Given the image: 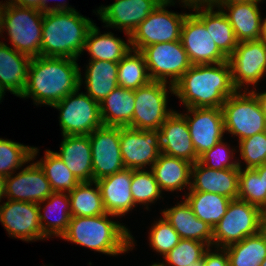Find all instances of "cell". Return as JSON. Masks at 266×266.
I'll return each instance as SVG.
<instances>
[{
    "mask_svg": "<svg viewBox=\"0 0 266 266\" xmlns=\"http://www.w3.org/2000/svg\"><path fill=\"white\" fill-rule=\"evenodd\" d=\"M77 60L68 57L38 56L31 59L21 98L52 106L75 92L83 83Z\"/></svg>",
    "mask_w": 266,
    "mask_h": 266,
    "instance_id": "1",
    "label": "cell"
},
{
    "mask_svg": "<svg viewBox=\"0 0 266 266\" xmlns=\"http://www.w3.org/2000/svg\"><path fill=\"white\" fill-rule=\"evenodd\" d=\"M236 91L228 61L192 65L174 84V94L186 108H221Z\"/></svg>",
    "mask_w": 266,
    "mask_h": 266,
    "instance_id": "2",
    "label": "cell"
},
{
    "mask_svg": "<svg viewBox=\"0 0 266 266\" xmlns=\"http://www.w3.org/2000/svg\"><path fill=\"white\" fill-rule=\"evenodd\" d=\"M93 24L76 10L44 12L41 56L77 60L84 51L88 31Z\"/></svg>",
    "mask_w": 266,
    "mask_h": 266,
    "instance_id": "3",
    "label": "cell"
},
{
    "mask_svg": "<svg viewBox=\"0 0 266 266\" xmlns=\"http://www.w3.org/2000/svg\"><path fill=\"white\" fill-rule=\"evenodd\" d=\"M109 213L92 217H71L62 239L107 255L133 249L134 238L128 228L108 219ZM132 247V248H131Z\"/></svg>",
    "mask_w": 266,
    "mask_h": 266,
    "instance_id": "4",
    "label": "cell"
},
{
    "mask_svg": "<svg viewBox=\"0 0 266 266\" xmlns=\"http://www.w3.org/2000/svg\"><path fill=\"white\" fill-rule=\"evenodd\" d=\"M262 210L240 199L231 200L225 215L212 229V245L226 248L263 229Z\"/></svg>",
    "mask_w": 266,
    "mask_h": 266,
    "instance_id": "5",
    "label": "cell"
},
{
    "mask_svg": "<svg viewBox=\"0 0 266 266\" xmlns=\"http://www.w3.org/2000/svg\"><path fill=\"white\" fill-rule=\"evenodd\" d=\"M44 12L7 4L3 17V30L16 51L30 58L41 56Z\"/></svg>",
    "mask_w": 266,
    "mask_h": 266,
    "instance_id": "6",
    "label": "cell"
},
{
    "mask_svg": "<svg viewBox=\"0 0 266 266\" xmlns=\"http://www.w3.org/2000/svg\"><path fill=\"white\" fill-rule=\"evenodd\" d=\"M224 131L238 136L239 141L266 131V116L252 91L237 90L221 106Z\"/></svg>",
    "mask_w": 266,
    "mask_h": 266,
    "instance_id": "7",
    "label": "cell"
},
{
    "mask_svg": "<svg viewBox=\"0 0 266 266\" xmlns=\"http://www.w3.org/2000/svg\"><path fill=\"white\" fill-rule=\"evenodd\" d=\"M79 91L80 88L51 106L60 111L62 136L89 135L103 125L99 103L86 93H78Z\"/></svg>",
    "mask_w": 266,
    "mask_h": 266,
    "instance_id": "8",
    "label": "cell"
},
{
    "mask_svg": "<svg viewBox=\"0 0 266 266\" xmlns=\"http://www.w3.org/2000/svg\"><path fill=\"white\" fill-rule=\"evenodd\" d=\"M171 3H160L148 15L130 36V45L133 50L141 51L144 47L156 43L179 41L181 30L187 13H174L166 10Z\"/></svg>",
    "mask_w": 266,
    "mask_h": 266,
    "instance_id": "9",
    "label": "cell"
},
{
    "mask_svg": "<svg viewBox=\"0 0 266 266\" xmlns=\"http://www.w3.org/2000/svg\"><path fill=\"white\" fill-rule=\"evenodd\" d=\"M140 52L144 55L152 81L167 83L169 77V90L174 94V84L192 66L181 40L152 44Z\"/></svg>",
    "mask_w": 266,
    "mask_h": 266,
    "instance_id": "10",
    "label": "cell"
},
{
    "mask_svg": "<svg viewBox=\"0 0 266 266\" xmlns=\"http://www.w3.org/2000/svg\"><path fill=\"white\" fill-rule=\"evenodd\" d=\"M167 89L166 82L151 81L149 84L134 90V129H160L163 122L174 112L167 109Z\"/></svg>",
    "mask_w": 266,
    "mask_h": 266,
    "instance_id": "11",
    "label": "cell"
},
{
    "mask_svg": "<svg viewBox=\"0 0 266 266\" xmlns=\"http://www.w3.org/2000/svg\"><path fill=\"white\" fill-rule=\"evenodd\" d=\"M120 149L125 168L142 170L154 162L161 153L159 130H138L120 127Z\"/></svg>",
    "mask_w": 266,
    "mask_h": 266,
    "instance_id": "12",
    "label": "cell"
},
{
    "mask_svg": "<svg viewBox=\"0 0 266 266\" xmlns=\"http://www.w3.org/2000/svg\"><path fill=\"white\" fill-rule=\"evenodd\" d=\"M93 181L125 169L120 149V127L105 126L89 134Z\"/></svg>",
    "mask_w": 266,
    "mask_h": 266,
    "instance_id": "13",
    "label": "cell"
},
{
    "mask_svg": "<svg viewBox=\"0 0 266 266\" xmlns=\"http://www.w3.org/2000/svg\"><path fill=\"white\" fill-rule=\"evenodd\" d=\"M228 62L232 82L237 90L241 91L245 84L257 85L266 74V44L261 39L238 42Z\"/></svg>",
    "mask_w": 266,
    "mask_h": 266,
    "instance_id": "14",
    "label": "cell"
},
{
    "mask_svg": "<svg viewBox=\"0 0 266 266\" xmlns=\"http://www.w3.org/2000/svg\"><path fill=\"white\" fill-rule=\"evenodd\" d=\"M181 42L192 65L218 64L228 57L217 47L210 31L193 14H187L181 30Z\"/></svg>",
    "mask_w": 266,
    "mask_h": 266,
    "instance_id": "15",
    "label": "cell"
},
{
    "mask_svg": "<svg viewBox=\"0 0 266 266\" xmlns=\"http://www.w3.org/2000/svg\"><path fill=\"white\" fill-rule=\"evenodd\" d=\"M0 221L9 236L28 242L47 238L41 229L38 203L7 200L0 204Z\"/></svg>",
    "mask_w": 266,
    "mask_h": 266,
    "instance_id": "16",
    "label": "cell"
},
{
    "mask_svg": "<svg viewBox=\"0 0 266 266\" xmlns=\"http://www.w3.org/2000/svg\"><path fill=\"white\" fill-rule=\"evenodd\" d=\"M186 109L187 114L182 115L187 121L193 147L200 157L223 138L225 131L222 110L221 108Z\"/></svg>",
    "mask_w": 266,
    "mask_h": 266,
    "instance_id": "17",
    "label": "cell"
},
{
    "mask_svg": "<svg viewBox=\"0 0 266 266\" xmlns=\"http://www.w3.org/2000/svg\"><path fill=\"white\" fill-rule=\"evenodd\" d=\"M12 175L5 177L4 196L8 200L39 204L53 193L50 182L37 162Z\"/></svg>",
    "mask_w": 266,
    "mask_h": 266,
    "instance_id": "18",
    "label": "cell"
},
{
    "mask_svg": "<svg viewBox=\"0 0 266 266\" xmlns=\"http://www.w3.org/2000/svg\"><path fill=\"white\" fill-rule=\"evenodd\" d=\"M160 3L158 0H116L108 6L99 7L97 13L106 27L124 29L130 44L131 34Z\"/></svg>",
    "mask_w": 266,
    "mask_h": 266,
    "instance_id": "19",
    "label": "cell"
},
{
    "mask_svg": "<svg viewBox=\"0 0 266 266\" xmlns=\"http://www.w3.org/2000/svg\"><path fill=\"white\" fill-rule=\"evenodd\" d=\"M161 153L195 164L199 157L193 147L185 117L174 111L160 126Z\"/></svg>",
    "mask_w": 266,
    "mask_h": 266,
    "instance_id": "20",
    "label": "cell"
},
{
    "mask_svg": "<svg viewBox=\"0 0 266 266\" xmlns=\"http://www.w3.org/2000/svg\"><path fill=\"white\" fill-rule=\"evenodd\" d=\"M240 169L214 170L203 166L199 161L192 164L190 192L216 193L232 200L239 193Z\"/></svg>",
    "mask_w": 266,
    "mask_h": 266,
    "instance_id": "21",
    "label": "cell"
},
{
    "mask_svg": "<svg viewBox=\"0 0 266 266\" xmlns=\"http://www.w3.org/2000/svg\"><path fill=\"white\" fill-rule=\"evenodd\" d=\"M132 169L125 168L97 180L107 213L124 216L135 207L131 194Z\"/></svg>",
    "mask_w": 266,
    "mask_h": 266,
    "instance_id": "22",
    "label": "cell"
},
{
    "mask_svg": "<svg viewBox=\"0 0 266 266\" xmlns=\"http://www.w3.org/2000/svg\"><path fill=\"white\" fill-rule=\"evenodd\" d=\"M31 59L0 41V92L3 96L6 90L18 97L22 95Z\"/></svg>",
    "mask_w": 266,
    "mask_h": 266,
    "instance_id": "23",
    "label": "cell"
},
{
    "mask_svg": "<svg viewBox=\"0 0 266 266\" xmlns=\"http://www.w3.org/2000/svg\"><path fill=\"white\" fill-rule=\"evenodd\" d=\"M80 182L93 181L89 135H65L60 152H55Z\"/></svg>",
    "mask_w": 266,
    "mask_h": 266,
    "instance_id": "24",
    "label": "cell"
},
{
    "mask_svg": "<svg viewBox=\"0 0 266 266\" xmlns=\"http://www.w3.org/2000/svg\"><path fill=\"white\" fill-rule=\"evenodd\" d=\"M163 217L180 235L181 239H190L212 245V228L195 216L190 205L184 200L162 212Z\"/></svg>",
    "mask_w": 266,
    "mask_h": 266,
    "instance_id": "25",
    "label": "cell"
},
{
    "mask_svg": "<svg viewBox=\"0 0 266 266\" xmlns=\"http://www.w3.org/2000/svg\"><path fill=\"white\" fill-rule=\"evenodd\" d=\"M225 12L238 42L259 40L262 35V17L258 3H234L228 6H215Z\"/></svg>",
    "mask_w": 266,
    "mask_h": 266,
    "instance_id": "26",
    "label": "cell"
},
{
    "mask_svg": "<svg viewBox=\"0 0 266 266\" xmlns=\"http://www.w3.org/2000/svg\"><path fill=\"white\" fill-rule=\"evenodd\" d=\"M99 106L103 125L133 128L134 90L118 86Z\"/></svg>",
    "mask_w": 266,
    "mask_h": 266,
    "instance_id": "27",
    "label": "cell"
},
{
    "mask_svg": "<svg viewBox=\"0 0 266 266\" xmlns=\"http://www.w3.org/2000/svg\"><path fill=\"white\" fill-rule=\"evenodd\" d=\"M203 7L202 5L191 7L195 11L193 14L205 25L207 31H210L217 47L229 57L236 49L238 41L224 9L213 11L212 5H203Z\"/></svg>",
    "mask_w": 266,
    "mask_h": 266,
    "instance_id": "28",
    "label": "cell"
},
{
    "mask_svg": "<svg viewBox=\"0 0 266 266\" xmlns=\"http://www.w3.org/2000/svg\"><path fill=\"white\" fill-rule=\"evenodd\" d=\"M191 167L189 161L160 153L151 170L161 191H181L191 187Z\"/></svg>",
    "mask_w": 266,
    "mask_h": 266,
    "instance_id": "29",
    "label": "cell"
},
{
    "mask_svg": "<svg viewBox=\"0 0 266 266\" xmlns=\"http://www.w3.org/2000/svg\"><path fill=\"white\" fill-rule=\"evenodd\" d=\"M86 94L100 103L118 87V63L112 61H89L86 67Z\"/></svg>",
    "mask_w": 266,
    "mask_h": 266,
    "instance_id": "30",
    "label": "cell"
},
{
    "mask_svg": "<svg viewBox=\"0 0 266 266\" xmlns=\"http://www.w3.org/2000/svg\"><path fill=\"white\" fill-rule=\"evenodd\" d=\"M113 33L100 34L98 27L93 24L88 31L84 50L89 52L90 61H112L118 63L132 48Z\"/></svg>",
    "mask_w": 266,
    "mask_h": 266,
    "instance_id": "31",
    "label": "cell"
},
{
    "mask_svg": "<svg viewBox=\"0 0 266 266\" xmlns=\"http://www.w3.org/2000/svg\"><path fill=\"white\" fill-rule=\"evenodd\" d=\"M46 203L43 208L44 214L41 213V203ZM39 206V220L43 234L48 238L54 236L60 237L67 231L70 223L72 212L68 193L65 192H53L47 199L40 202ZM59 210L58 217L52 221H49V215L52 211ZM50 213V214H49ZM46 221V222H44ZM52 235V236H51Z\"/></svg>",
    "mask_w": 266,
    "mask_h": 266,
    "instance_id": "32",
    "label": "cell"
},
{
    "mask_svg": "<svg viewBox=\"0 0 266 266\" xmlns=\"http://www.w3.org/2000/svg\"><path fill=\"white\" fill-rule=\"evenodd\" d=\"M224 249L230 266H260L266 258V231L262 229Z\"/></svg>",
    "mask_w": 266,
    "mask_h": 266,
    "instance_id": "33",
    "label": "cell"
},
{
    "mask_svg": "<svg viewBox=\"0 0 266 266\" xmlns=\"http://www.w3.org/2000/svg\"><path fill=\"white\" fill-rule=\"evenodd\" d=\"M196 217L206 222L212 229L225 215L232 199L208 192H189L184 196Z\"/></svg>",
    "mask_w": 266,
    "mask_h": 266,
    "instance_id": "34",
    "label": "cell"
},
{
    "mask_svg": "<svg viewBox=\"0 0 266 266\" xmlns=\"http://www.w3.org/2000/svg\"><path fill=\"white\" fill-rule=\"evenodd\" d=\"M93 184L95 188L91 187ZM68 196L72 217H92L107 213L96 181L80 182Z\"/></svg>",
    "mask_w": 266,
    "mask_h": 266,
    "instance_id": "35",
    "label": "cell"
},
{
    "mask_svg": "<svg viewBox=\"0 0 266 266\" xmlns=\"http://www.w3.org/2000/svg\"><path fill=\"white\" fill-rule=\"evenodd\" d=\"M133 52L134 54L132 55ZM118 86L136 90L149 84L150 78L144 55L140 51L130 50L118 62Z\"/></svg>",
    "mask_w": 266,
    "mask_h": 266,
    "instance_id": "36",
    "label": "cell"
},
{
    "mask_svg": "<svg viewBox=\"0 0 266 266\" xmlns=\"http://www.w3.org/2000/svg\"><path fill=\"white\" fill-rule=\"evenodd\" d=\"M45 158L37 161L50 182L53 192L69 193L80 181L68 169L65 163L51 150H46Z\"/></svg>",
    "mask_w": 266,
    "mask_h": 266,
    "instance_id": "37",
    "label": "cell"
},
{
    "mask_svg": "<svg viewBox=\"0 0 266 266\" xmlns=\"http://www.w3.org/2000/svg\"><path fill=\"white\" fill-rule=\"evenodd\" d=\"M37 153L36 147L0 138V174L5 177L13 174L15 169L34 160Z\"/></svg>",
    "mask_w": 266,
    "mask_h": 266,
    "instance_id": "38",
    "label": "cell"
},
{
    "mask_svg": "<svg viewBox=\"0 0 266 266\" xmlns=\"http://www.w3.org/2000/svg\"><path fill=\"white\" fill-rule=\"evenodd\" d=\"M131 194L135 206L144 204L147 205V210L149 203H153L161 197L162 191L152 170H132Z\"/></svg>",
    "mask_w": 266,
    "mask_h": 266,
    "instance_id": "39",
    "label": "cell"
},
{
    "mask_svg": "<svg viewBox=\"0 0 266 266\" xmlns=\"http://www.w3.org/2000/svg\"><path fill=\"white\" fill-rule=\"evenodd\" d=\"M239 193L237 199L246 201L262 209L266 205L263 177L254 168L239 167Z\"/></svg>",
    "mask_w": 266,
    "mask_h": 266,
    "instance_id": "40",
    "label": "cell"
},
{
    "mask_svg": "<svg viewBox=\"0 0 266 266\" xmlns=\"http://www.w3.org/2000/svg\"><path fill=\"white\" fill-rule=\"evenodd\" d=\"M209 245L195 240L181 239L180 242L166 255L163 266H188L202 260Z\"/></svg>",
    "mask_w": 266,
    "mask_h": 266,
    "instance_id": "41",
    "label": "cell"
},
{
    "mask_svg": "<svg viewBox=\"0 0 266 266\" xmlns=\"http://www.w3.org/2000/svg\"><path fill=\"white\" fill-rule=\"evenodd\" d=\"M149 234V241L152 248L163 257L166 256L181 240L180 235L164 217L153 224Z\"/></svg>",
    "mask_w": 266,
    "mask_h": 266,
    "instance_id": "42",
    "label": "cell"
},
{
    "mask_svg": "<svg viewBox=\"0 0 266 266\" xmlns=\"http://www.w3.org/2000/svg\"><path fill=\"white\" fill-rule=\"evenodd\" d=\"M241 159L244 168H256L266 163V131L239 141Z\"/></svg>",
    "mask_w": 266,
    "mask_h": 266,
    "instance_id": "43",
    "label": "cell"
},
{
    "mask_svg": "<svg viewBox=\"0 0 266 266\" xmlns=\"http://www.w3.org/2000/svg\"><path fill=\"white\" fill-rule=\"evenodd\" d=\"M233 149L225 144L223 140L219 141L210 150L206 151L199 157V162L210 169L222 170V169H240L241 163L236 161H229L234 156ZM232 152V153H231Z\"/></svg>",
    "mask_w": 266,
    "mask_h": 266,
    "instance_id": "44",
    "label": "cell"
},
{
    "mask_svg": "<svg viewBox=\"0 0 266 266\" xmlns=\"http://www.w3.org/2000/svg\"><path fill=\"white\" fill-rule=\"evenodd\" d=\"M220 249V253H218ZM217 252H210L209 249L205 252L203 256L204 266H230L229 258L226 250L224 248H219Z\"/></svg>",
    "mask_w": 266,
    "mask_h": 266,
    "instance_id": "45",
    "label": "cell"
},
{
    "mask_svg": "<svg viewBox=\"0 0 266 266\" xmlns=\"http://www.w3.org/2000/svg\"><path fill=\"white\" fill-rule=\"evenodd\" d=\"M6 3L18 7L35 8L45 12V0H9Z\"/></svg>",
    "mask_w": 266,
    "mask_h": 266,
    "instance_id": "46",
    "label": "cell"
},
{
    "mask_svg": "<svg viewBox=\"0 0 266 266\" xmlns=\"http://www.w3.org/2000/svg\"><path fill=\"white\" fill-rule=\"evenodd\" d=\"M180 1V0H179ZM216 0H181V2L184 3L183 6L186 7H193V6H199V5H212Z\"/></svg>",
    "mask_w": 266,
    "mask_h": 266,
    "instance_id": "47",
    "label": "cell"
},
{
    "mask_svg": "<svg viewBox=\"0 0 266 266\" xmlns=\"http://www.w3.org/2000/svg\"><path fill=\"white\" fill-rule=\"evenodd\" d=\"M262 0H216L212 6H228L234 3L255 2L260 3Z\"/></svg>",
    "mask_w": 266,
    "mask_h": 266,
    "instance_id": "48",
    "label": "cell"
},
{
    "mask_svg": "<svg viewBox=\"0 0 266 266\" xmlns=\"http://www.w3.org/2000/svg\"><path fill=\"white\" fill-rule=\"evenodd\" d=\"M48 1L45 0V12H48V11H74L75 9L74 8H71V7H68L66 5V3H57V5L55 6H52V7H48V5L46 4Z\"/></svg>",
    "mask_w": 266,
    "mask_h": 266,
    "instance_id": "49",
    "label": "cell"
},
{
    "mask_svg": "<svg viewBox=\"0 0 266 266\" xmlns=\"http://www.w3.org/2000/svg\"><path fill=\"white\" fill-rule=\"evenodd\" d=\"M255 95L256 97L258 98L259 102H260V105L262 107V110L266 116V91L263 92V93H256V90H251Z\"/></svg>",
    "mask_w": 266,
    "mask_h": 266,
    "instance_id": "50",
    "label": "cell"
},
{
    "mask_svg": "<svg viewBox=\"0 0 266 266\" xmlns=\"http://www.w3.org/2000/svg\"><path fill=\"white\" fill-rule=\"evenodd\" d=\"M255 169L258 171L259 177H263L264 192H266V163Z\"/></svg>",
    "mask_w": 266,
    "mask_h": 266,
    "instance_id": "51",
    "label": "cell"
},
{
    "mask_svg": "<svg viewBox=\"0 0 266 266\" xmlns=\"http://www.w3.org/2000/svg\"><path fill=\"white\" fill-rule=\"evenodd\" d=\"M4 187H5V176L0 174V202L3 197H6L4 196Z\"/></svg>",
    "mask_w": 266,
    "mask_h": 266,
    "instance_id": "52",
    "label": "cell"
},
{
    "mask_svg": "<svg viewBox=\"0 0 266 266\" xmlns=\"http://www.w3.org/2000/svg\"><path fill=\"white\" fill-rule=\"evenodd\" d=\"M260 39L266 44V18L262 21V35Z\"/></svg>",
    "mask_w": 266,
    "mask_h": 266,
    "instance_id": "53",
    "label": "cell"
},
{
    "mask_svg": "<svg viewBox=\"0 0 266 266\" xmlns=\"http://www.w3.org/2000/svg\"><path fill=\"white\" fill-rule=\"evenodd\" d=\"M188 266H204L203 259L196 261L193 264H189Z\"/></svg>",
    "mask_w": 266,
    "mask_h": 266,
    "instance_id": "54",
    "label": "cell"
},
{
    "mask_svg": "<svg viewBox=\"0 0 266 266\" xmlns=\"http://www.w3.org/2000/svg\"><path fill=\"white\" fill-rule=\"evenodd\" d=\"M264 222H263V229L266 231V213H262Z\"/></svg>",
    "mask_w": 266,
    "mask_h": 266,
    "instance_id": "55",
    "label": "cell"
},
{
    "mask_svg": "<svg viewBox=\"0 0 266 266\" xmlns=\"http://www.w3.org/2000/svg\"><path fill=\"white\" fill-rule=\"evenodd\" d=\"M160 1L161 3H171V2H174L173 0H158Z\"/></svg>",
    "mask_w": 266,
    "mask_h": 266,
    "instance_id": "56",
    "label": "cell"
},
{
    "mask_svg": "<svg viewBox=\"0 0 266 266\" xmlns=\"http://www.w3.org/2000/svg\"><path fill=\"white\" fill-rule=\"evenodd\" d=\"M151 266H163L161 263H153Z\"/></svg>",
    "mask_w": 266,
    "mask_h": 266,
    "instance_id": "57",
    "label": "cell"
},
{
    "mask_svg": "<svg viewBox=\"0 0 266 266\" xmlns=\"http://www.w3.org/2000/svg\"><path fill=\"white\" fill-rule=\"evenodd\" d=\"M260 266H266V258L264 259V261L261 263Z\"/></svg>",
    "mask_w": 266,
    "mask_h": 266,
    "instance_id": "58",
    "label": "cell"
},
{
    "mask_svg": "<svg viewBox=\"0 0 266 266\" xmlns=\"http://www.w3.org/2000/svg\"><path fill=\"white\" fill-rule=\"evenodd\" d=\"M261 210H262V213H266V205Z\"/></svg>",
    "mask_w": 266,
    "mask_h": 266,
    "instance_id": "59",
    "label": "cell"
},
{
    "mask_svg": "<svg viewBox=\"0 0 266 266\" xmlns=\"http://www.w3.org/2000/svg\"><path fill=\"white\" fill-rule=\"evenodd\" d=\"M2 98H3V95H2L1 92H0V101H1Z\"/></svg>",
    "mask_w": 266,
    "mask_h": 266,
    "instance_id": "60",
    "label": "cell"
}]
</instances>
